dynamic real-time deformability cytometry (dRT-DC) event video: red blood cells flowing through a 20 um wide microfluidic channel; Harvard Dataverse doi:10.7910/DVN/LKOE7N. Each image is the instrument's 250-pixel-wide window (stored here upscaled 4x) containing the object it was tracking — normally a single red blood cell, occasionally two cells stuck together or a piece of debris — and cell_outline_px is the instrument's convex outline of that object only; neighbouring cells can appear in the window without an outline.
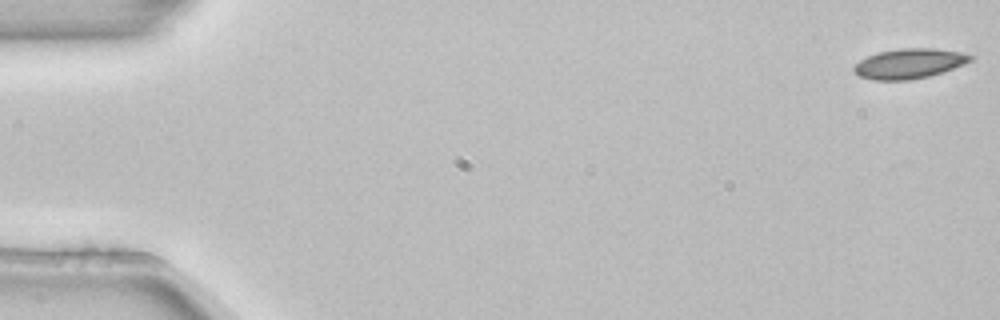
{"species": "common noctule bat (a hibernating species)", "species_latin": "Nyctalus noctula", "temperature_condition": "room temperature", "stored_images_in_passage": 4, "camera_frame_rate_fps": 3000, "um_per_image_px": 0.085, "animal": {"sex": "female", "body_mass_g": 22.7, "forearm_length_mm": 54.2}, "frame": {"image": 1, "passage_image": 1, "time_ms": 0.0, "image_size_px": [1000, 320], "cell_outline_px": [[976, 56], [972, 60], [964, 64], [928, 76], [908, 80], [872, 80], [860, 76], [852, 68], [860, 60], [876, 52], [900, 48], [932, 48], [964, 52]], "centroid_in_image_um": [77.3, 5.39], "position_along_channel_um": 7.7, "area_um2": 20.29}}
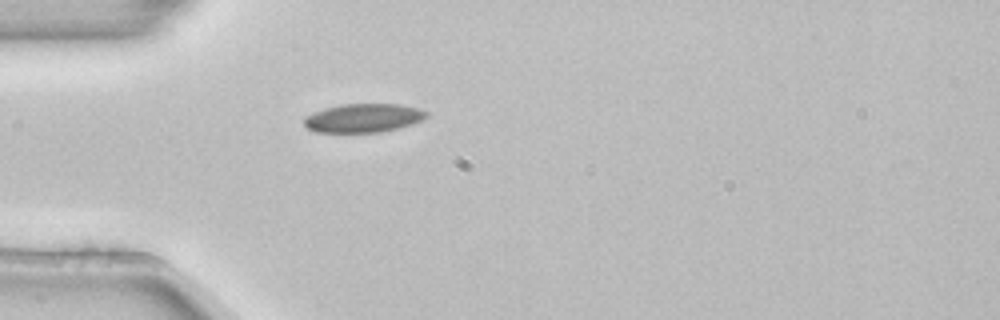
{"frame": {"image": 2, "passage_image": 4, "time_ms": 1.0, "image_size_px": [1000, 320], "cell_outline_px": [[428, 116], [424, 120], [412, 124], [380, 132], [316, 132], [308, 128], [304, 124], [304, 116], [324, 108], [340, 104], [400, 104], [420, 108], [428, 112]], "centroid_in_image_um": [30.91, 10.02], "position_along_channel_um": 54.1, "area_um2": 20.58}}